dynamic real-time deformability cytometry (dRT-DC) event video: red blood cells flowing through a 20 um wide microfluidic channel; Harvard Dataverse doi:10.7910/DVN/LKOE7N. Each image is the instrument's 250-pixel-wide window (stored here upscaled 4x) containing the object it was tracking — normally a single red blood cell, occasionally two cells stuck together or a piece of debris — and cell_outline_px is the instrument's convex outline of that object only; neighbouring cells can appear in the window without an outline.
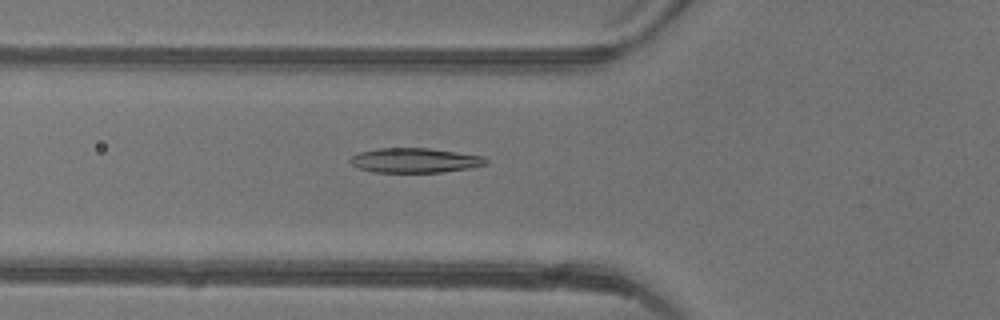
{"species": "common noctule bat (a hibernating species)", "species_latin": "Nyctalus noctula", "temperature_condition": "warm", "stored_images_in_passage": 48, "camera_frame_rate_fps": 3000, "um_per_image_px": 0.085, "animal": {"sex": "female"}, "frame": {"image": 1, "passage_image": 18, "time_ms": 5.667, "image_size_px": [1000, 320], "cell_outline_px": [[488, 164], [472, 168], [440, 172], [372, 172], [356, 168], [348, 160], [352, 156], [360, 152], [376, 148], [428, 148], [484, 156], [488, 160]], "centroid_in_image_um": [35.26, 13.63], "position_along_channel_um": 90.5, "area_um2": 19.65}}
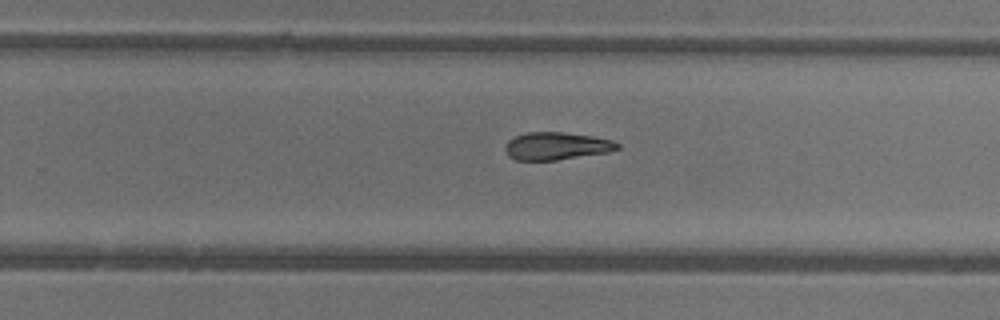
{"frame": {"image": 2, "passage_image": 31, "time_ms": 10.0, "image_size_px": [1000, 320], "cell_outline_px": [[620, 148], [608, 152], [556, 160], [516, 160], [508, 156], [504, 148], [504, 144], [508, 140], [516, 136], [528, 132], [564, 132], [592, 136], [612, 140], [620, 144]], "centroid_in_image_um": [47.28, 12.41], "position_along_channel_um": 282.5, "area_um2": 18.09}}
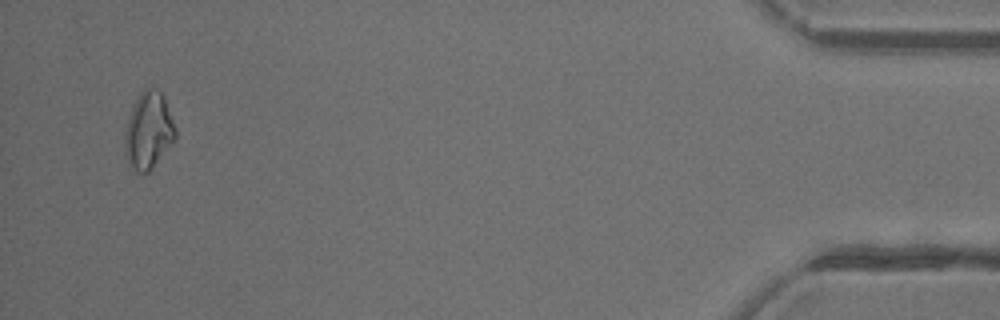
{"frame": {"image": 3, "passage_image": 46, "time_ms": 15.0, "image_size_px": [1000, 320], "cell_outline_px": [[176, 136], [152, 168], [148, 172], [136, 172], [132, 168], [124, 152], [124, 136], [128, 116], [140, 92], [144, 88], [156, 88], [160, 92], [164, 100], [176, 128]], "centroid_in_image_um": [12.59, 11.1], "position_along_channel_um": 422.6, "area_um2": 22.2}, "authors_computed_cell_mechanics": {"area_um2": 19.6231, "velocity_mm_per_s": 4.4182, "shape_relaxation_time_tau1_ms": 9.083, "shape_relaxation_time_tau2_ms": null, "deformation_change_tau1": 0.228, "deformation_change_tau2": null}}